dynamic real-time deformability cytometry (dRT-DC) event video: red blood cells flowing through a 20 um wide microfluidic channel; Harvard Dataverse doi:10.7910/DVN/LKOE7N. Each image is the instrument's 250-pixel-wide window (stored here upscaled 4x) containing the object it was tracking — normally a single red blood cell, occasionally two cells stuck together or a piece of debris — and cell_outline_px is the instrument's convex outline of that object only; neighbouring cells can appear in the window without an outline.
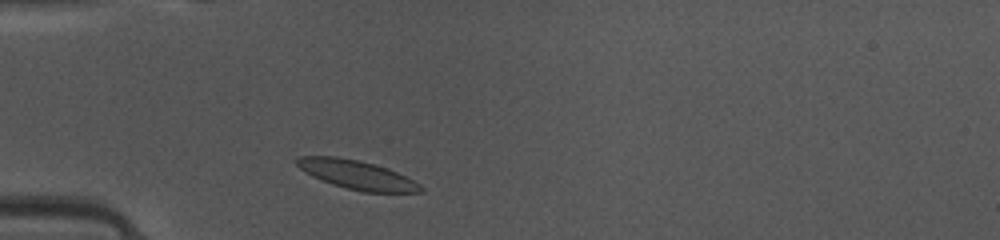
{"species": "common noctule bat (a hibernating species)", "species_latin": "Nyctalus noctula", "temperature_condition": "warm", "stored_images_in_passage": 37, "camera_frame_rate_fps": 3000, "um_per_image_px": 0.085, "animal": {"sex": "female", "body_mass_g": 10.0, "forearm_length_mm": 53.1}, "frame": {"image": 1, "passage_image": 3, "time_ms": 0.667, "image_size_px": [1000, 240], "cell_outline_px": [[424, 192], [364, 192], [332, 184], [312, 176], [300, 168], [296, 164], [296, 160], [300, 156], [336, 156], [356, 160], [372, 164], [396, 172], [420, 184], [424, 188]], "centroid_in_image_um": [30.33, 14.86], "position_along_channel_um": 54.7, "area_um2": 20.35}}
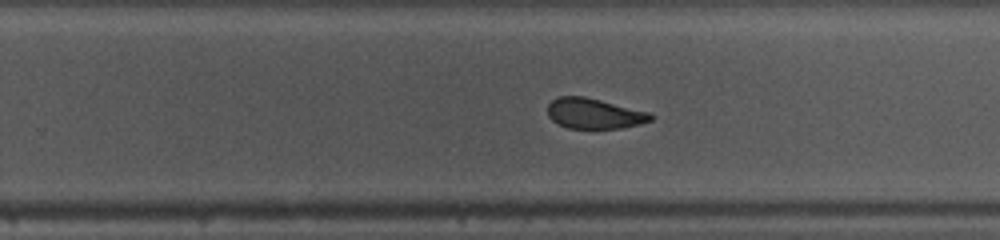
{"frame": {"image": 2, "passage_image": 20, "time_ms": 6.333, "image_size_px": [1000, 240], "cell_outline_px": [[656, 116], [652, 120], [640, 124], [620, 128], [568, 128], [552, 120], [548, 116], [548, 104], [556, 96], [584, 96], [648, 112]], "centroid_in_image_um": [50.5, 9.64], "position_along_channel_um": 279.3, "area_um2": 18.15}}
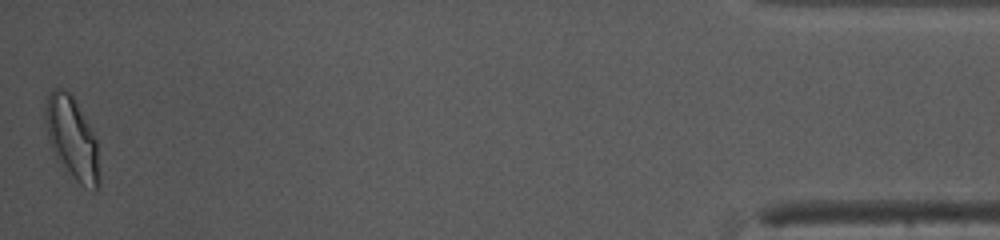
{"frame": {"image": 3, "passage_image": 37, "time_ms": 12.0, "image_size_px": [1000, 240], "cell_outline_px": [[100, 184], [92, 192], [84, 188], [64, 168], [52, 148], [48, 140], [44, 120], [44, 112], [48, 96], [52, 88], [64, 88], [72, 96], [92, 128], [96, 140], [100, 172]], "centroid_in_image_um": [6.14, 11.77], "position_along_channel_um": 429.1, "area_um2": 26.01}, "authors_computed_cell_mechanics": {"area_um2": 19.7676, "velocity_mm_per_s": 4.1107, "shape_relaxation_time_tau1_ms": 4.1464, "shape_relaxation_time_tau2_ms": 1.0717, "deformation_change_tau1": 0.1609, "deformation_change_tau2": 0.0779}}